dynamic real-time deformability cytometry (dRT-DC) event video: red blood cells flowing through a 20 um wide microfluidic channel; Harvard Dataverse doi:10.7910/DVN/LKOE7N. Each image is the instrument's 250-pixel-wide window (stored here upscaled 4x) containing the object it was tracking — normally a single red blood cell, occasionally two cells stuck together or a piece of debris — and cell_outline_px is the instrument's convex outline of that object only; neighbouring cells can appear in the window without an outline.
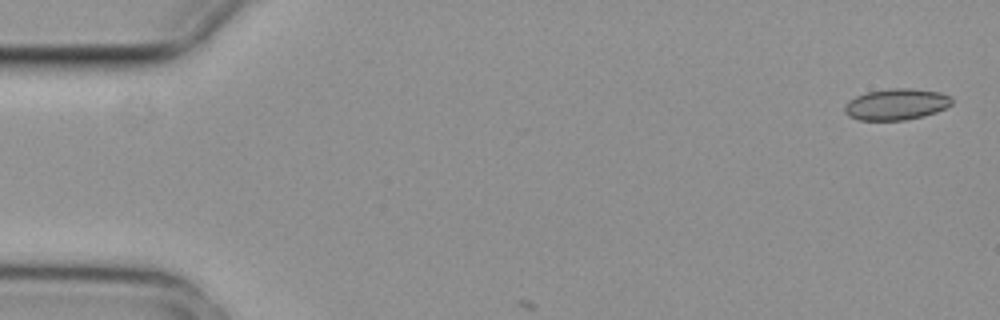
{"species": "common noctule bat (a hibernating species)", "species_latin": "Nyctalus noctula", "temperature_condition": "cold", "stored_images_in_passage": 3, "camera_frame_rate_fps": 3000, "um_per_image_px": 0.085, "animal": {"sex": "female", "body_mass_g": 29.2, "forearm_length_mm": 56.3}, "frame": {"image": 1, "passage_image": 1, "time_ms": 0.0, "image_size_px": [1000, 320], "cell_outline_px": [[952, 104], [936, 112], [924, 116], [904, 120], [860, 120], [848, 116], [844, 112], [844, 104], [848, 100], [856, 96], [868, 92], [892, 88], [912, 88], [940, 92], [952, 96]], "centroid_in_image_um": [76.18, 8.86], "position_along_channel_um": 8.8, "area_um2": 19.65}}